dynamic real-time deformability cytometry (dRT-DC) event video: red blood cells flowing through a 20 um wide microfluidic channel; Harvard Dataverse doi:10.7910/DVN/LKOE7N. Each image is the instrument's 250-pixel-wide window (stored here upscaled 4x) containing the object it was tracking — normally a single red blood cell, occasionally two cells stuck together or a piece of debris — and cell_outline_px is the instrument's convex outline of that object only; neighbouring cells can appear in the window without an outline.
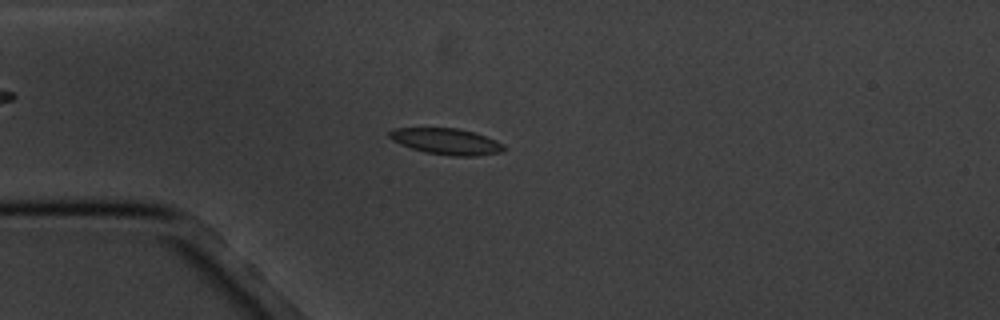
{"species": "common noctule bat (a hibernating species)", "species_latin": "Nyctalus noctula", "temperature_condition": "cold", "stored_images_in_passage": 16, "camera_frame_rate_fps": 3000, "um_per_image_px": 0.085, "animal": {"sex": "male", "body_mass_g": 20.1, "forearm_length_mm": 53.5}, "frame": {"image": 1, "passage_image": 4, "time_ms": 3.333, "image_size_px": [1000, 320], "cell_outline_px": [[504, 148], [500, 152], [476, 156], [452, 156], [424, 152], [400, 144], [392, 140], [388, 136], [388, 132], [392, 128], [456, 128], [472, 132], [496, 140], [504, 144]], "centroid_in_image_um": [37.9, 12.02], "position_along_channel_um": 47.1, "area_um2": 17.34}}
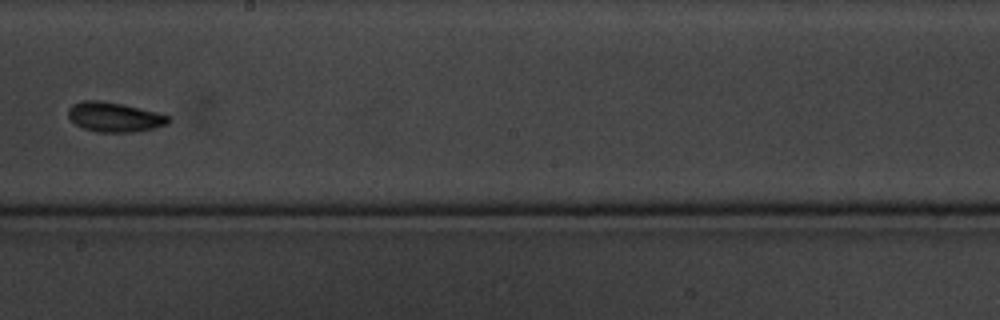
{"frame": {"image": 2, "passage_image": 9, "time_ms": 9.333, "image_size_px": [1000, 320], "cell_outline_px": [[172, 120], [168, 124], [156, 128], [136, 132], [96, 132], [84, 128], [76, 124], [68, 116], [68, 108], [72, 104], [84, 100], [100, 100], [124, 104], [172, 116]], "centroid_in_image_um": [9.77, 9.95], "position_along_channel_um": 238.4, "area_um2": 17.57}}
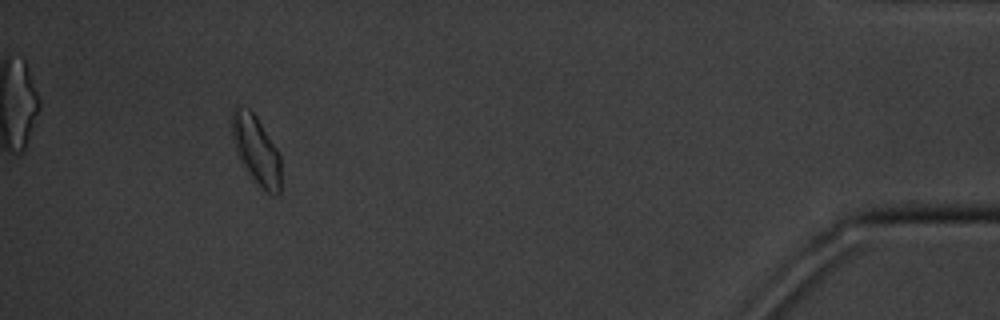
{"frame": {"image": 3, "passage_image": 15, "time_ms": 16.333, "image_size_px": [1000, 320], "cell_outline_px": [[280, 196], [276, 196], [264, 192], [252, 180], [240, 160], [232, 136], [232, 108], [248, 108], [256, 116], [280, 152]], "centroid_in_image_um": [21.81, 12.82], "position_along_channel_um": 413.4, "area_um2": 19.71}, "authors_computed_cell_mechanics": {"area_um2": 16.9065, "velocity_mm_per_s": 3.3968, "shape_relaxation_time_tau1_ms": 3.2222, "shape_relaxation_time_tau2_ms": 5.8883, "deformation_change_tau1": 0.0859, "deformation_change_tau2": 0.0898}}